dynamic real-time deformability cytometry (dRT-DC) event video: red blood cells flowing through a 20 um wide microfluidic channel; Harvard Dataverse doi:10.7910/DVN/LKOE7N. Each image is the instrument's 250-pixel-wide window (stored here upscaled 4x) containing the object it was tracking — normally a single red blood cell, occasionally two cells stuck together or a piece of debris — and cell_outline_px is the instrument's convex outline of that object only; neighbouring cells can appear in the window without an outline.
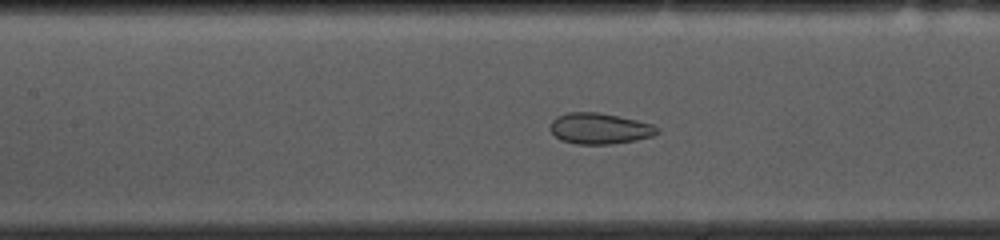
{"species": "common noctule bat (a hibernating species)", "species_latin": "Nyctalus noctula", "temperature_condition": "cold", "stored_images_in_passage": 54, "camera_frame_rate_fps": 3000, "um_per_image_px": 0.085, "animal": {"sex": "female", "body_mass_g": 10.0, "forearm_length_mm": 53.1}, "frame": {"image": 1, "passage_image": 23, "time_ms": 7.333, "image_size_px": [1000, 240], "cell_outline_px": [[660, 132], [652, 136], [636, 140], [608, 144], [576, 144], [560, 140], [548, 128], [552, 120], [556, 116], [568, 112], [596, 112], [636, 120], [652, 124], [660, 128]], "centroid_in_image_um": [50.94, 10.92], "position_along_channel_um": 156.5, "area_um2": 19.31}}
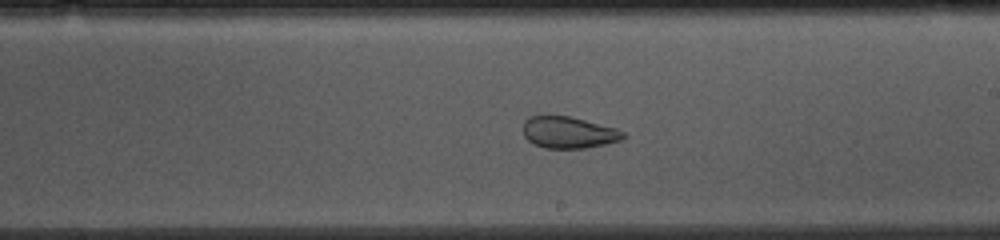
{"frame": {"image": 2, "passage_image": 30, "time_ms": 9.667, "image_size_px": [1000, 240], "cell_outline_px": [[624, 136], [620, 140], [604, 144], [584, 148], [544, 148], [528, 140], [524, 136], [524, 120], [528, 116], [568, 116], [616, 128], [624, 132]], "centroid_in_image_um": [48.3, 11.25], "position_along_channel_um": 240.7, "area_um2": 18.15}}
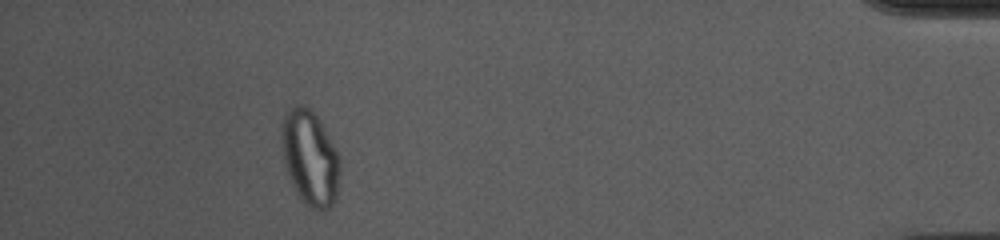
{"frame": {"image": 3, "passage_image": 49, "time_ms": 16.0, "image_size_px": [1000, 240], "cell_outline_px": [[340, 172], [336, 200], [328, 208], [312, 208], [304, 204], [284, 164], [280, 136], [280, 132], [284, 116], [296, 104], [300, 104], [308, 108], [316, 116], [324, 128], [336, 148], [340, 160]], "centroid_in_image_um": [26.36, 13.4], "position_along_channel_um": 408.8, "area_um2": 31.85}, "authors_computed_cell_mechanics": {"area_um2": 26.01, "velocity_mm_per_s": 3.6264, "shape_relaxation_time_tau1_ms": null, "shape_relaxation_time_tau2_ms": 1.4304, "deformation_change_tau1": null, "deformation_change_tau2": 0.0693}}